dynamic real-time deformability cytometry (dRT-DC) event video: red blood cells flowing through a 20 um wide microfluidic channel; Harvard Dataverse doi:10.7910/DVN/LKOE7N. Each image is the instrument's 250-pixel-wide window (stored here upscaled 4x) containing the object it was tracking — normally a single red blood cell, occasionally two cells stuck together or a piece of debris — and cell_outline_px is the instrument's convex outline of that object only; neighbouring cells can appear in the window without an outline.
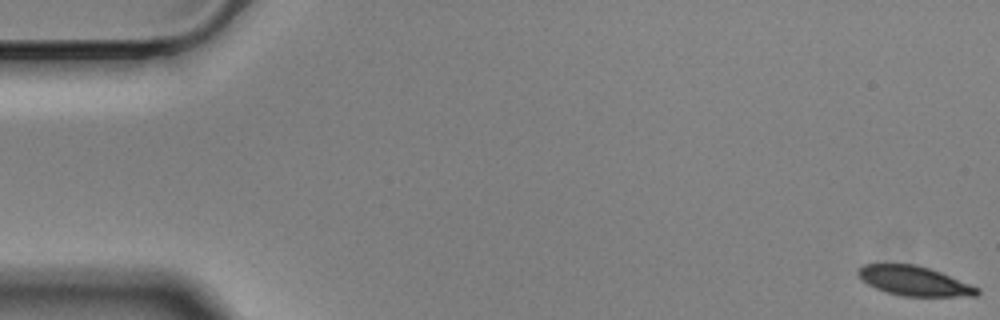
{"species": "Egyptian fruit bat (a non-hibernating species)", "species_latin": "Rousettus aegyptiacus", "temperature_condition": "cold", "stored_images_in_passage": 58, "camera_frame_rate_fps": 3000, "um_per_image_px": 0.085, "animal": {"sex": "male"}, "frame": {"image": 1, "passage_image": 1, "time_ms": 0.0, "image_size_px": [1000, 320], "cell_outline_px": [[980, 292], [976, 296], [904, 296], [888, 292], [876, 288], [868, 284], [856, 272], [864, 264], [916, 264], [940, 272], [980, 288]], "centroid_in_image_um": [77.74, 23.88], "position_along_channel_um": 7.3, "area_um2": 20.17}}
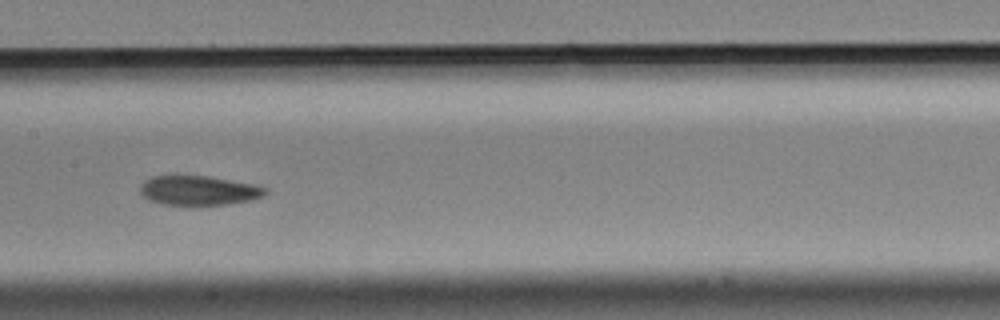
{"frame": {"image": 2, "passage_image": 29, "time_ms": 9.333, "image_size_px": [1000, 320], "cell_outline_px": [[268, 192], [264, 196], [252, 200], [228, 204], [192, 208], [160, 204], [148, 200], [140, 192], [140, 184], [144, 180], [152, 176], [208, 176], [252, 184], [268, 188]], "centroid_in_image_um": [16.87, 16.24], "position_along_channel_um": 190.5, "area_um2": 22.37}}
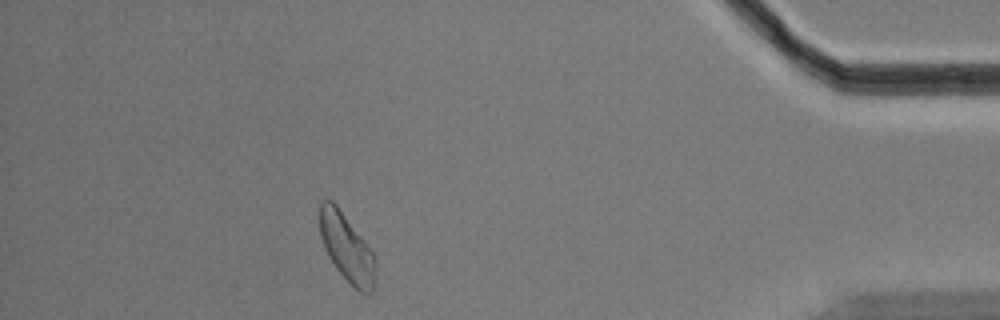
{"frame": {"image": 3, "passage_image": 52, "time_ms": 17.0, "image_size_px": [1000, 320], "cell_outline_px": [[376, 284], [372, 292], [360, 292], [336, 268], [328, 256], [324, 248], [320, 236], [320, 200], [332, 200], [336, 204], [372, 252], [376, 260]], "centroid_in_image_um": [29.48, 21.07], "position_along_channel_um": 405.7, "area_um2": 21.73}, "authors_computed_cell_mechanics": {"area_um2": 22.1085, "velocity_mm_per_s": 3.4539, "shape_relaxation_time_tau1_ms": 3.7469, "shape_relaxation_time_tau2_ms": 4.774, "deformation_change_tau1": 0.1058, "deformation_change_tau2": 0.0894}}